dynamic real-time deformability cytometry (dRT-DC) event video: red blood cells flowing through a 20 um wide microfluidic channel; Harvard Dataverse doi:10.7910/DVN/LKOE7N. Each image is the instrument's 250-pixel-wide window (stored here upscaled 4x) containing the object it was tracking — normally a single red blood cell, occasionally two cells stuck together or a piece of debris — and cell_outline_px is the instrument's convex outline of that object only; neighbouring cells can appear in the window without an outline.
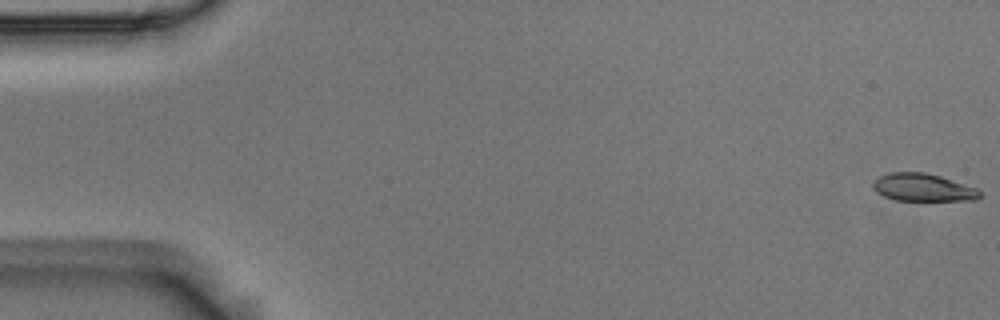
{"species": "Egyptian fruit bat (a non-hibernating species)", "species_latin": "Rousettus aegyptiacus", "temperature_condition": "room temperature", "stored_images_in_passage": 56, "camera_frame_rate_fps": 3000, "um_per_image_px": 0.085, "animal": {"sex": "male"}, "frame": {"image": 1, "passage_image": 1, "time_ms": 0.0, "image_size_px": [1000, 320], "cell_outline_px": [[980, 196], [976, 200], [896, 200], [884, 196], [876, 192], [872, 188], [872, 184], [880, 176], [888, 172], [924, 172], [940, 176], [976, 188], [980, 192]], "centroid_in_image_um": [78.42, 15.93], "position_along_channel_um": 6.6, "area_um2": 17.05}}
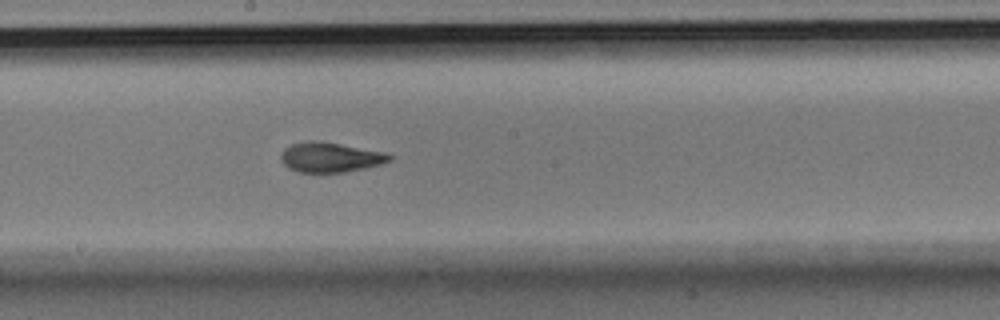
{"frame": {"image": 2, "passage_image": 30, "time_ms": 9.667, "image_size_px": [1000, 320], "cell_outline_px": [[392, 160], [380, 164], [364, 168], [344, 172], [300, 172], [288, 168], [280, 160], [280, 156], [284, 148], [292, 144], [312, 140], [320, 140], [388, 152], [392, 156]], "centroid_in_image_um": [28.09, 13.35], "position_along_channel_um": 220.1, "area_um2": 19.07}}
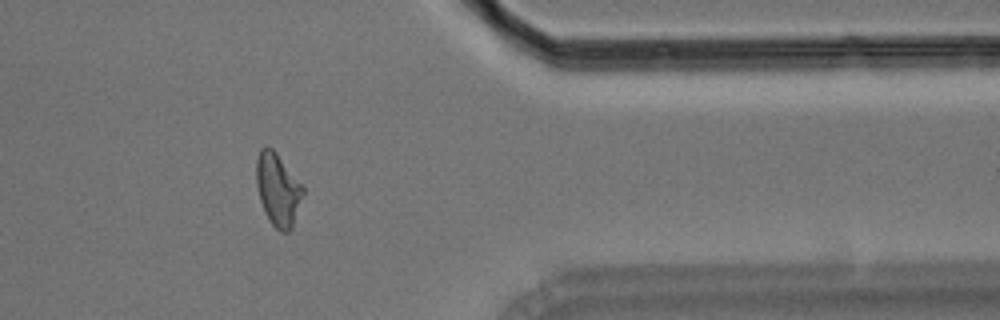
{"frame": {"image": 3, "passage_image": 45, "time_ms": 14.667, "image_size_px": [1000, 320], "cell_outline_px": [[304, 192], [292, 228], [288, 232], [280, 232], [272, 224], [264, 212], [260, 200], [256, 184], [256, 160], [260, 148], [272, 148], [276, 152], [304, 188]], "centroid_in_image_um": [23.61, 16.13], "position_along_channel_um": 387.8, "area_um2": 19.54}, "authors_computed_cell_mechanics": {"area_um2": 18.8428, "velocity_mm_per_s": 3.6928, "shape_relaxation_time_tau1_ms": 4.4974, "shape_relaxation_time_tau2_ms": 1.1618, "deformation_change_tau1": 0.1782, "deformation_change_tau2": 0.0731}}